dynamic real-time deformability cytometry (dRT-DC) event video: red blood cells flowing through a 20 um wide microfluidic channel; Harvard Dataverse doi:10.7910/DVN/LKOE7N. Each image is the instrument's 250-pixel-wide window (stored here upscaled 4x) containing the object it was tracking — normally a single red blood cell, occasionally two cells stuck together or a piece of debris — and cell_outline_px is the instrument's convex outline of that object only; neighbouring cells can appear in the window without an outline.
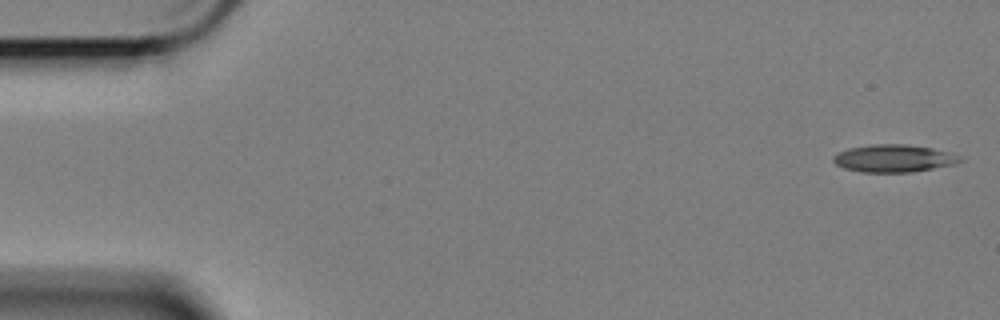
{"species": "Egyptian fruit bat (a non-hibernating species)", "species_latin": "Rousettus aegyptiacus", "temperature_condition": "cold", "stored_images_in_passage": 9, "camera_frame_rate_fps": 3000, "um_per_image_px": 0.085, "animal": {"sex": "female"}, "frame": {"image": 1, "passage_image": 1, "time_ms": 0.0, "image_size_px": [1000, 320], "cell_outline_px": [[964, 160], [956, 164], [912, 172], [860, 172], [844, 168], [836, 164], [832, 160], [832, 156], [836, 152], [848, 148], [872, 144], [904, 144], [932, 148], [964, 156]], "centroid_in_image_um": [75.98, 13.46], "position_along_channel_um": 9.0, "area_um2": 20.58}}